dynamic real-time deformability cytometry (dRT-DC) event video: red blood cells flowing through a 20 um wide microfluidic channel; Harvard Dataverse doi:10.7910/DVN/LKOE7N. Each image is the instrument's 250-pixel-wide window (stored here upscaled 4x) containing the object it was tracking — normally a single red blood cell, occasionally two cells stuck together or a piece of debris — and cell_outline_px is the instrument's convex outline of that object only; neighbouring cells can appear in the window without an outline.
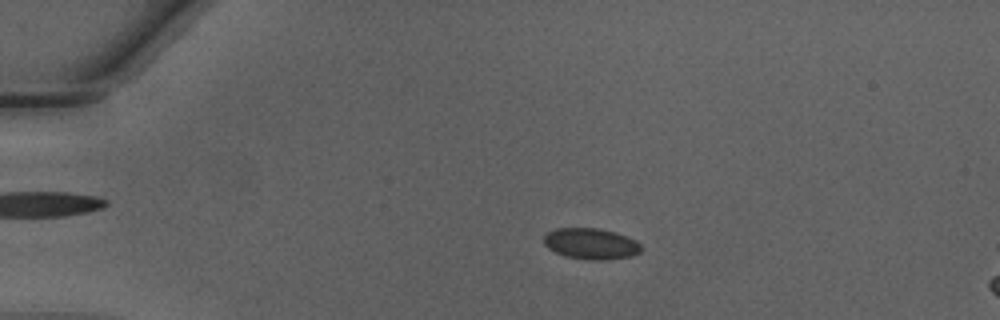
{"species": "Egyptian fruit bat (a non-hibernating species)", "species_latin": "Rousettus aegyptiacus", "temperature_condition": "warm", "stored_images_in_passage": 49, "camera_frame_rate_fps": 3000, "um_per_image_px": 0.085, "animal": {"sex": "male"}, "frame": {"image": 1, "passage_image": 11, "time_ms": 3.333, "image_size_px": [1000, 320], "cell_outline_px": [[640, 252], [632, 256], [608, 260], [588, 260], [568, 256], [556, 252], [548, 248], [544, 244], [544, 236], [548, 232], [556, 228], [596, 228], [616, 232], [636, 240], [640, 244]], "centroid_in_image_um": [50.24, 20.72], "position_along_channel_um": 34.8, "area_um2": 17.57}}
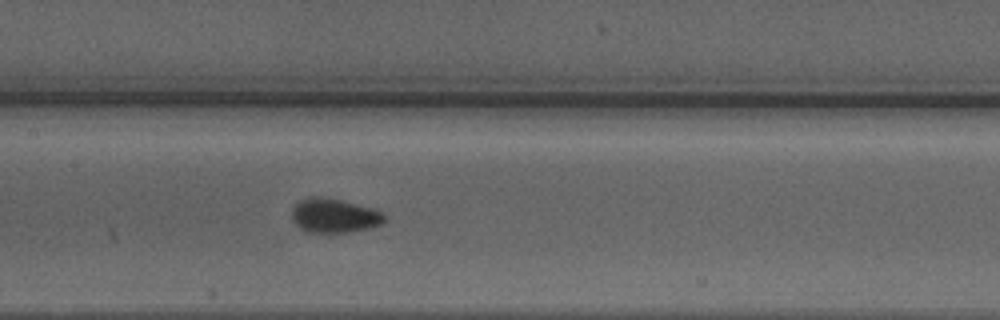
{"frame": {"image": 2, "passage_image": 25, "time_ms": 8.0, "image_size_px": [1000, 320], "cell_outline_px": [[388, 216], [380, 224], [348, 232], [308, 232], [300, 228], [292, 220], [292, 208], [300, 200], [308, 196], [320, 196], [344, 200], [372, 208], [384, 212]], "centroid_in_image_um": [28.39, 18.3], "position_along_channel_um": 179.0, "area_um2": 18.5}}
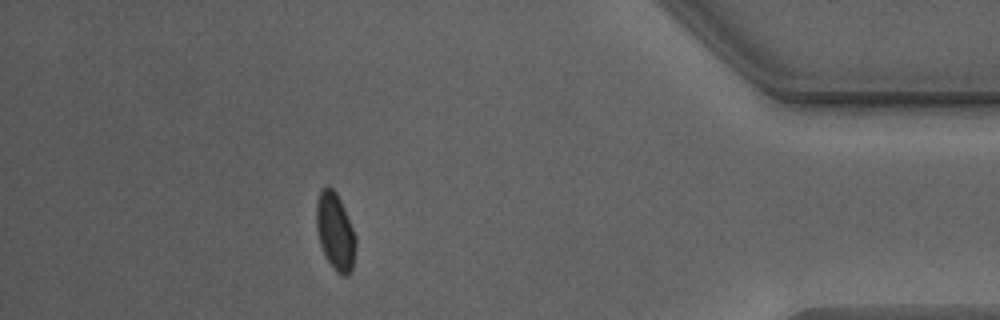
{"frame": {"image": 3, "passage_image": 44, "time_ms": 14.333, "image_size_px": [1000, 320], "cell_outline_px": [[356, 248], [352, 268], [348, 276], [340, 276], [336, 272], [328, 260], [320, 244], [316, 228], [316, 204], [320, 192], [328, 184], [336, 192], [344, 208], [356, 236]], "centroid_in_image_um": [28.5, 19.7], "position_along_channel_um": 406.7, "area_um2": 17.69}, "authors_computed_cell_mechanics": {"area_um2": 17.6868, "velocity_mm_per_s": 4.2762, "shape_relaxation_time_tau1_ms": 6.2611, "shape_relaxation_time_tau2_ms": null, "deformation_change_tau1": 0.1012, "deformation_change_tau2": null}}